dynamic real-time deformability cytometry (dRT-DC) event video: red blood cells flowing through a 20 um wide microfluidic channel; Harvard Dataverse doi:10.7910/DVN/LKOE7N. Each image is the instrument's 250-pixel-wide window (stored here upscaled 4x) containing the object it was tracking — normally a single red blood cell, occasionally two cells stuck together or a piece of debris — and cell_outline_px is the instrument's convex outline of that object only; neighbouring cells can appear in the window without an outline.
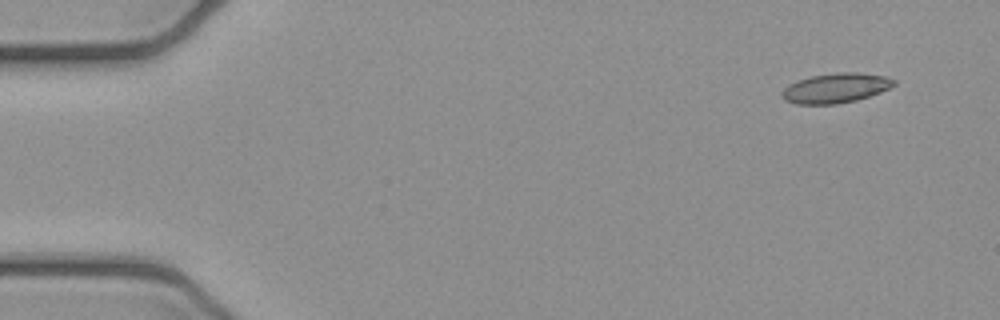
{"species": "common noctule bat (a hibernating species)", "species_latin": "Nyctalus noctula", "temperature_condition": "cold", "stored_images_in_passage": 4, "camera_frame_rate_fps": 3000, "um_per_image_px": 0.085, "animal": {"sex": "female", "body_mass_g": 21.9}, "frame": {"image": 1, "passage_image": 1, "time_ms": 0.0, "image_size_px": [1000, 320], "cell_outline_px": [[896, 84], [880, 92], [856, 100], [836, 104], [796, 104], [784, 100], [780, 96], [780, 92], [788, 84], [796, 80], [808, 76], [836, 72], [860, 72], [884, 76], [896, 80]], "centroid_in_image_um": [70.97, 7.47], "position_along_channel_um": 14.0, "area_um2": 19.65}}